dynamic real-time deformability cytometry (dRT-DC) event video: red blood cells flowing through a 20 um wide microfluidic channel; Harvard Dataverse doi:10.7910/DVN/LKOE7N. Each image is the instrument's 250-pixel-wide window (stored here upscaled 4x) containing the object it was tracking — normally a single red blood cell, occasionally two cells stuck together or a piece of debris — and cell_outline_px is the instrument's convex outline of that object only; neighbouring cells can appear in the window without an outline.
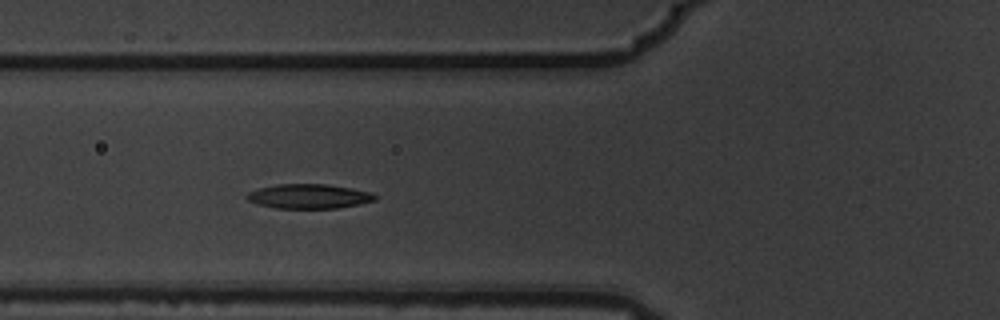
{"species": "common noctule bat (a hibernating species)", "species_latin": "Nyctalus noctula", "temperature_condition": "warm", "stored_images_in_passage": 2, "camera_frame_rate_fps": 3000, "um_per_image_px": 0.085, "animal": {"sex": "male", "body_mass_g": 19.5, "forearm_length_mm": 54.6}, "frame": {"image": 1, "passage_image": 2, "time_ms": 0.333, "image_size_px": [1000, 320], "cell_outline_px": [[376, 200], [360, 204], [336, 208], [276, 208], [256, 204], [248, 200], [244, 196], [248, 192], [260, 188], [276, 184], [328, 184], [352, 188], [372, 192], [376, 196]], "centroid_in_image_um": [26.25, 16.68], "position_along_channel_um": 99.5, "area_um2": 18.38}}